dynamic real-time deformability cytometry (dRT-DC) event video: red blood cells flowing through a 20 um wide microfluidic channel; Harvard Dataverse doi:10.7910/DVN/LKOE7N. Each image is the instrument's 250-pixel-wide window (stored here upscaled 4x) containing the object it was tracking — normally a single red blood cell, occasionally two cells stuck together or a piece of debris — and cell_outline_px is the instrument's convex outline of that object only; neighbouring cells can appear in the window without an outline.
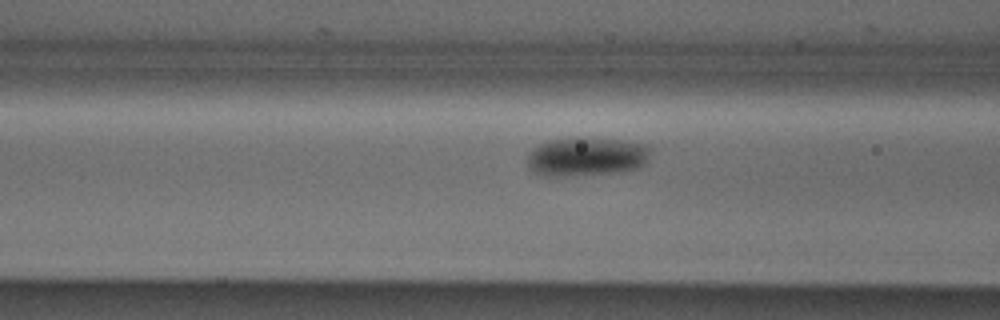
{"species": "Egyptian fruit bat (a non-hibernating species)", "species_latin": "Rousettus aegyptiacus", "temperature_condition": "cold", "stored_images_in_passage": 22, "camera_frame_rate_fps": 3000, "um_per_image_px": 0.085, "animal": {"sex": "male"}, "frame": {"image": 1, "passage_image": 16, "time_ms": 5.0, "image_size_px": [1000, 320], "cell_outline_px": [[652, 148], [644, 164], [636, 168], [616, 172], [552, 176], [548, 176], [536, 172], [528, 168], [528, 156], [532, 148], [548, 140], [620, 140], [648, 144]], "centroid_in_image_um": [49.87, 13.33], "position_along_channel_um": 116.7, "area_um2": 26.82}}
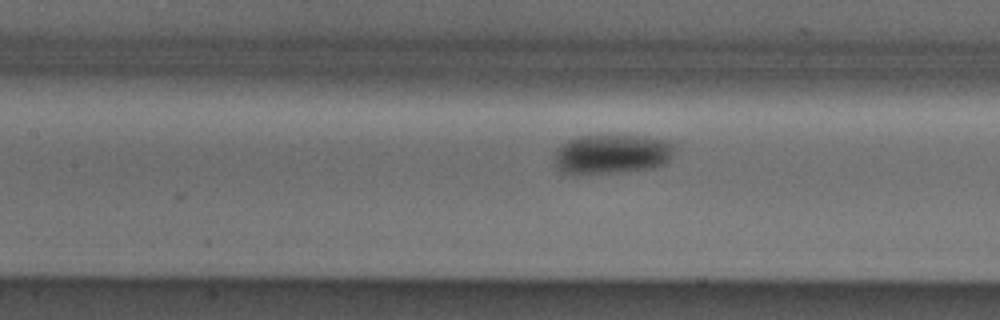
{"frame": {"image": 2, "passage_image": 19, "time_ms": 6.0, "image_size_px": [1000, 320], "cell_outline_px": [[672, 156], [664, 164], [656, 168], [608, 172], [564, 172], [556, 164], [556, 152], [568, 140], [580, 136], [644, 136], [668, 140], [672, 144]], "centroid_in_image_um": [52.09, 13.07], "position_along_channel_um": 155.3, "area_um2": 26.65}}